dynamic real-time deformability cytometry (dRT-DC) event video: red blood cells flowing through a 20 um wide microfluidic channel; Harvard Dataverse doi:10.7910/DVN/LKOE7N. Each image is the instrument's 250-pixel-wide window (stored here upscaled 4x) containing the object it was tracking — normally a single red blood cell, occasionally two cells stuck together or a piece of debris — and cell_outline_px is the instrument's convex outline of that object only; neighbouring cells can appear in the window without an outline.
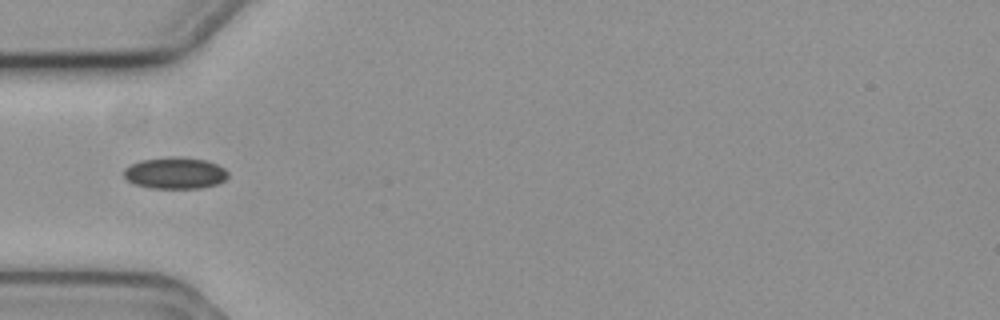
{"species": "common noctule bat (a hibernating species)", "species_latin": "Nyctalus noctula", "temperature_condition": "cold", "stored_images_in_passage": 6, "camera_frame_rate_fps": 3000, "um_per_image_px": 0.085, "animal": {"sex": "female", "body_mass_g": 19.3, "forearm_length_mm": 54.1}, "frame": {"image": 1, "passage_image": 4, "time_ms": 1.0, "image_size_px": [1000, 320], "cell_outline_px": [[228, 176], [224, 180], [216, 184], [200, 188], [152, 188], [132, 184], [124, 176], [124, 168], [140, 160], [172, 156], [180, 156], [204, 160], [216, 164], [224, 168], [228, 172]], "centroid_in_image_um": [14.86, 14.7], "position_along_channel_um": 70.1, "area_um2": 19.19}}
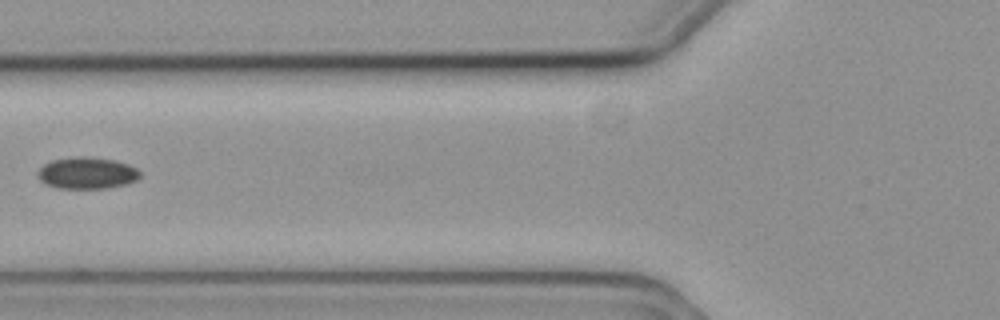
{"frame": {"image": 2, "passage_image": 5, "time_ms": 1.333, "image_size_px": [1000, 320], "cell_outline_px": [[140, 176], [136, 180], [128, 184], [108, 188], [56, 188], [44, 184], [36, 176], [36, 172], [44, 164], [52, 160], [72, 156], [88, 156], [116, 160], [128, 164], [136, 168], [140, 172]], "centroid_in_image_um": [7.37, 14.7], "position_along_channel_um": 118.4, "area_um2": 19.25}}
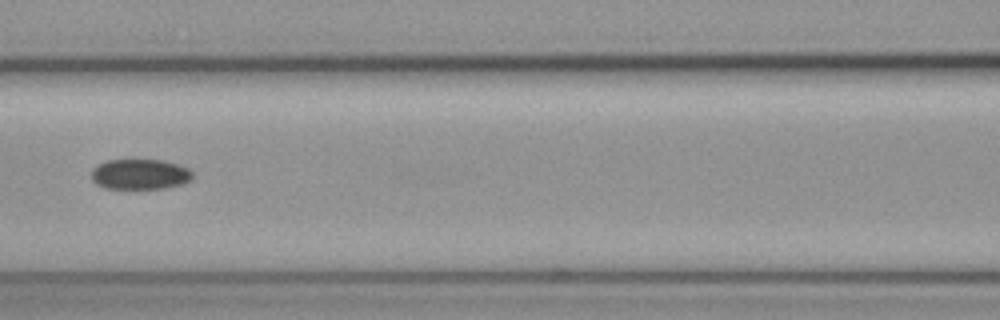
{"frame": {"image": 3, "passage_image": 6, "time_ms": 1.667, "image_size_px": [1000, 320], "cell_outline_px": [[192, 180], [184, 184], [164, 188], [104, 188], [96, 184], [92, 180], [92, 168], [108, 160], [132, 156], [160, 160], [176, 164], [188, 168], [192, 172]], "centroid_in_image_um": [11.88, 14.76], "position_along_channel_um": 154.7, "area_um2": 18.55}}